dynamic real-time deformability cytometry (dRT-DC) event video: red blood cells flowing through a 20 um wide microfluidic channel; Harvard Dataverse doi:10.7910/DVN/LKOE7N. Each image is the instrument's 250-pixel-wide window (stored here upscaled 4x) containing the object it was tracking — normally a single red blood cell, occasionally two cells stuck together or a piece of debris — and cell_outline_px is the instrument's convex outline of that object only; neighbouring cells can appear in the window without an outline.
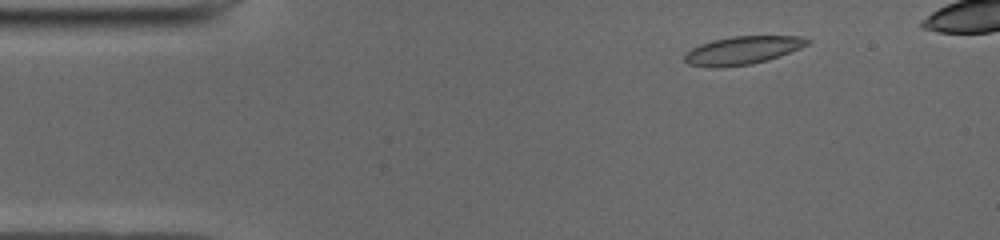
{"species": "common noctule bat (a hibernating species)", "species_latin": "Nyctalus noctula", "temperature_condition": "cold", "stored_images_in_passage": 46, "camera_frame_rate_fps": 3000, "um_per_image_px": 0.085, "animal": {"sex": "male", "body_mass_g": 19.0, "forearm_length_mm": 50.8}, "frame": {"image": 1, "passage_image": 5, "time_ms": 1.333, "image_size_px": [1000, 240], "cell_outline_px": [[812, 40], [808, 44], [800, 48], [780, 56], [768, 60], [752, 64], [712, 68], [688, 64], [684, 60], [684, 56], [692, 48], [700, 44], [732, 36], [800, 36]], "centroid_in_image_um": [63.14, 4.28], "position_along_channel_um": 21.9, "area_um2": 20.0}}
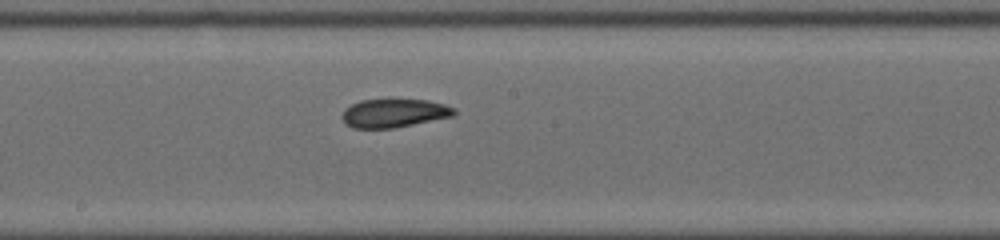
{"frame": {"image": 2, "passage_image": 25, "time_ms": 8.0, "image_size_px": [1000, 240], "cell_outline_px": [[456, 112], [452, 116], [396, 128], [352, 128], [344, 124], [340, 116], [344, 108], [360, 100], [388, 96], [428, 100], [444, 104], [456, 108]], "centroid_in_image_um": [33.44, 9.56], "position_along_channel_um": 214.8, "area_um2": 19.71}}
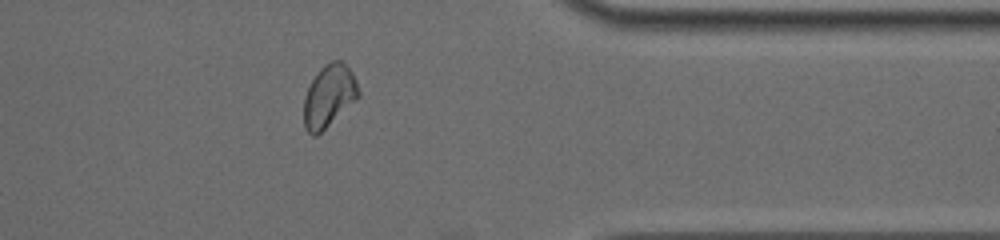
{"frame": {"image": 3, "passage_image": 39, "time_ms": 12.667, "image_size_px": [1000, 240], "cell_outline_px": [[360, 96], [356, 100], [316, 136], [312, 136], [304, 128], [304, 96], [312, 80], [320, 68], [324, 64], [332, 60], [340, 60], [352, 72], [356, 80], [360, 92]], "centroid_in_image_um": [27.96, 8.15], "position_along_channel_um": 383.4, "area_um2": 19.77}, "authors_computed_cell_mechanics": {"area_um2": 19.5653, "velocity_mm_per_s": 3.9417, "shape_relaxation_time_tau1_ms": null, "shape_relaxation_time_tau2_ms": 1.2855, "deformation_change_tau1": null, "deformation_change_tau2": 0.0659}}